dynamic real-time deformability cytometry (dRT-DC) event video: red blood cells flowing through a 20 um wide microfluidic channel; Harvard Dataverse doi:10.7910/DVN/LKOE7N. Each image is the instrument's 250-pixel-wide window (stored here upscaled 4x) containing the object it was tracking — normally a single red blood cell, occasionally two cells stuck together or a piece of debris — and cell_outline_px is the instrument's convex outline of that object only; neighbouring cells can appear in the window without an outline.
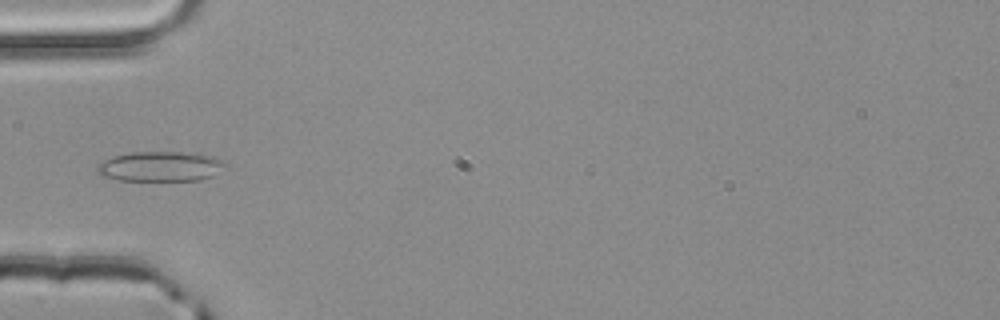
{"species": "common noctule bat (a hibernating species)", "species_latin": "Nyctalus noctula", "temperature_condition": "room temperature", "stored_images_in_passage": 3, "camera_frame_rate_fps": 3000, "um_per_image_px": 0.085, "animal": {"sex": "male", "body_mass_g": 20.4}, "frame": {"image": 1, "passage_image": 3, "time_ms": 0.667, "image_size_px": [1000, 320], "cell_outline_px": [[224, 164], [212, 176], [200, 180], [120, 180], [100, 176], [96, 172], [96, 168], [104, 160], [112, 156], [132, 152], [180, 152], [216, 156], [224, 160]], "centroid_in_image_um": [13.58, 14.14], "position_along_channel_um": 71.4, "area_um2": 22.2}}